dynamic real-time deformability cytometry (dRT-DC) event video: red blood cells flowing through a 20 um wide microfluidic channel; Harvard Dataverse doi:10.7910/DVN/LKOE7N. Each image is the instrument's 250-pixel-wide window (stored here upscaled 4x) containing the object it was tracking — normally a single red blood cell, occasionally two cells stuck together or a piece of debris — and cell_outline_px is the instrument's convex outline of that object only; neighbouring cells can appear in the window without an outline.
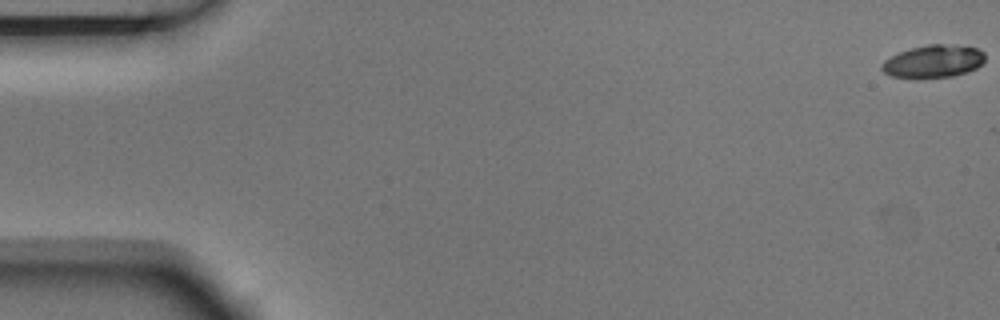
{"species": "Egyptian fruit bat (a non-hibernating species)", "species_latin": "Rousettus aegyptiacus", "temperature_condition": "room temperature", "stored_images_in_passage": 4, "camera_frame_rate_fps": 3000, "um_per_image_px": 0.085, "animal": {"sex": "male"}, "frame": {"image": 1, "passage_image": 1, "time_ms": 0.0, "image_size_px": [1000, 320], "cell_outline_px": [[984, 60], [976, 68], [952, 76], [892, 76], [884, 72], [880, 68], [880, 64], [884, 60], [900, 52], [912, 48], [928, 44], [956, 44], [980, 48], [984, 52]], "centroid_in_image_um": [79.37, 5.16], "position_along_channel_um": 5.6, "area_um2": 19.19}}
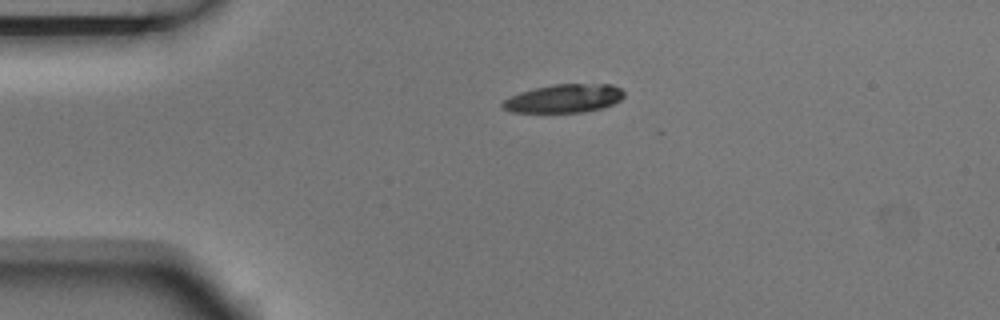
{"frame": {"image": 2, "passage_image": 4, "time_ms": 1.0, "image_size_px": [1000, 320], "cell_outline_px": [[624, 96], [620, 100], [612, 104], [600, 108], [584, 112], [512, 112], [504, 108], [500, 104], [504, 100], [520, 92], [552, 84], [612, 84], [620, 88], [624, 92]], "centroid_in_image_um": [47.96, 8.36], "position_along_channel_um": 37.0, "area_um2": 19.94}}